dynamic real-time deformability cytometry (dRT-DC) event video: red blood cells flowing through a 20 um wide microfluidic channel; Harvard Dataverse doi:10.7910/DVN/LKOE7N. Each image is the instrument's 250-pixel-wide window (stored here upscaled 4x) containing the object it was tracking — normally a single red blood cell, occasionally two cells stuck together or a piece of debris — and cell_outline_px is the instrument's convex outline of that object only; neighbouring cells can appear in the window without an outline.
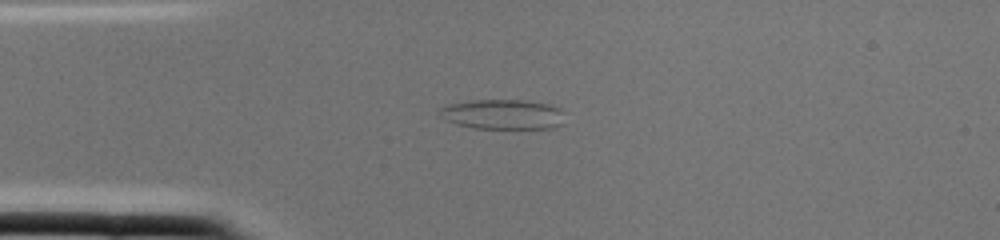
{"species": "common noctule bat (a hibernating species)", "species_latin": "Nyctalus noctula", "temperature_condition": "cold", "stored_images_in_passage": 2, "camera_frame_rate_fps": 3000, "um_per_image_px": 0.085, "animal": {"sex": "female", "body_mass_g": 22.0, "forearm_length_mm": 56.7}, "frame": {"image": 1, "passage_image": 1, "time_ms": 0.0, "image_size_px": [1000, 240], "cell_outline_px": [[564, 124], [552, 128], [472, 128], [456, 124], [444, 120], [440, 116], [440, 108], [448, 104], [472, 100], [524, 100], [548, 104], [560, 108], [564, 112]], "centroid_in_image_um": [42.76, 9.72], "position_along_channel_um": 42.2, "area_um2": 22.02}}